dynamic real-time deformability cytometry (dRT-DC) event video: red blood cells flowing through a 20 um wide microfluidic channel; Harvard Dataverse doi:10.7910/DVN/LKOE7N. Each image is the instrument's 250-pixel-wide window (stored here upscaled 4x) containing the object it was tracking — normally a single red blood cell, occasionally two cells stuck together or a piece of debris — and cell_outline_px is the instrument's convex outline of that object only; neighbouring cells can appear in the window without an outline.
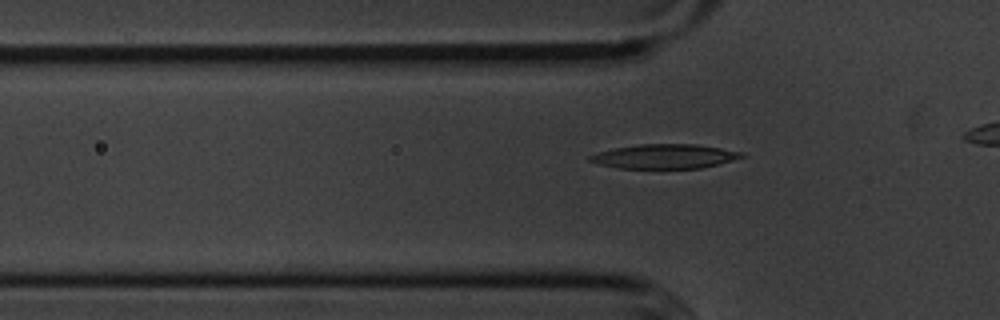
{"species": "common noctule bat (a hibernating species)", "species_latin": "Nyctalus noctula", "temperature_condition": "cold", "stored_images_in_passage": 23, "camera_frame_rate_fps": 3000, "um_per_image_px": 0.085, "animal": {"sex": "male", "body_mass_g": 20.1, "forearm_length_mm": 53.5}, "frame": {"image": 1, "passage_image": 13, "time_ms": 4.0, "image_size_px": [1000, 320], "cell_outline_px": [[748, 156], [700, 168], [620, 168], [596, 164], [588, 160], [588, 156], [600, 152], [616, 148], [640, 144], [696, 144], [744, 152]], "centroid_in_image_um": [56.51, 13.29], "position_along_channel_um": 69.3, "area_um2": 21.39}}
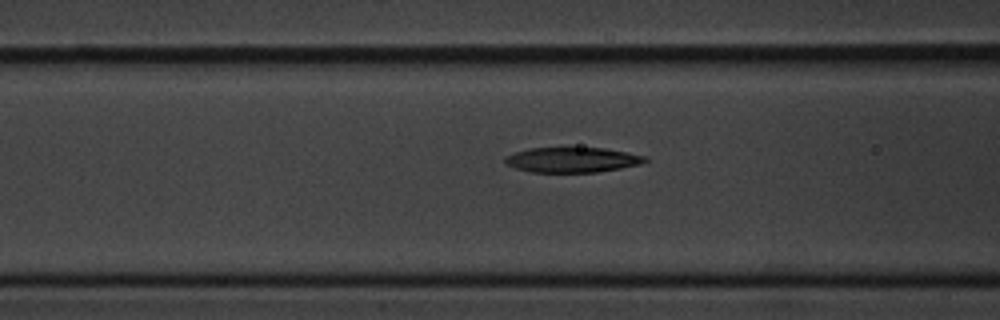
{"frame": {"image": 2, "passage_image": 17, "time_ms": 5.333, "image_size_px": [1000, 320], "cell_outline_px": [[648, 160], [640, 164], [620, 168], [596, 172], [532, 172], [516, 168], [508, 164], [504, 160], [504, 156], [528, 148], [604, 148], [644, 156]], "centroid_in_image_um": [48.61, 13.58], "position_along_channel_um": 118.0, "area_um2": 20.17}}
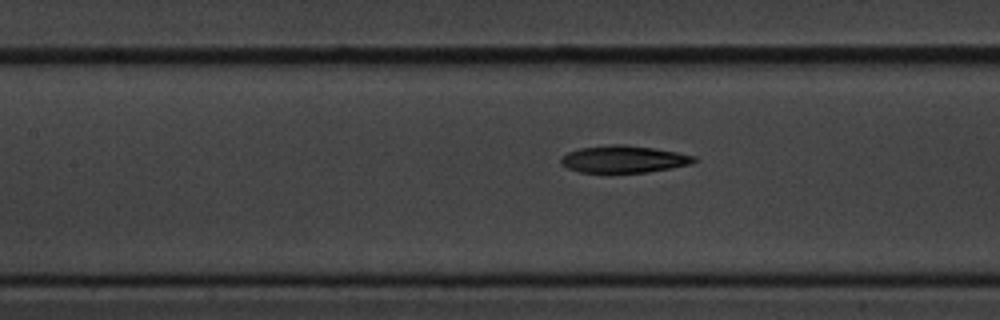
{"frame": {"image": 3, "passage_image": 20, "time_ms": 6.333, "image_size_px": [1000, 320], "cell_outline_px": [[696, 160], [692, 164], [672, 168], [648, 172], [580, 172], [568, 168], [560, 164], [560, 156], [568, 152], [580, 148], [612, 144], [624, 144], [652, 148], [676, 152], [696, 156]], "centroid_in_image_um": [53.0, 13.53], "position_along_channel_um": 154.4, "area_um2": 21.04}}